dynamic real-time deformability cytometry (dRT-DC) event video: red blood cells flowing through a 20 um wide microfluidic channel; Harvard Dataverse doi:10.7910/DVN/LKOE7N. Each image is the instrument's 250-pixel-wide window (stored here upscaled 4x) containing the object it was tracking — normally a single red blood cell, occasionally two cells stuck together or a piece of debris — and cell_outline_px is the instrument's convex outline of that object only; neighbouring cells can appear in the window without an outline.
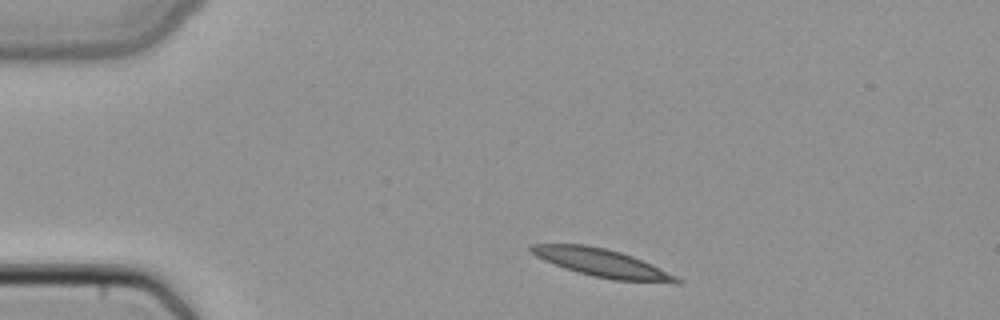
{"species": "common noctule bat (a hibernating species)", "species_latin": "Nyctalus noctula", "temperature_condition": "cold", "stored_images_in_passage": 3, "camera_frame_rate_fps": 3000, "um_per_image_px": 0.085, "animal": {"sex": "female", "body_mass_g": 22.7, "forearm_length_mm": 54.2}, "frame": {"image": 1, "passage_image": 1, "time_ms": 0.0, "image_size_px": [1000, 320], "cell_outline_px": [[684, 284], [676, 284], [612, 280], [592, 276], [564, 268], [544, 260], [536, 256], [528, 248], [532, 244], [584, 244], [604, 248], [620, 252], [632, 256], [652, 264], [684, 280]], "centroid_in_image_um": [51.25, 22.38], "position_along_channel_um": 33.7, "area_um2": 23.93}}
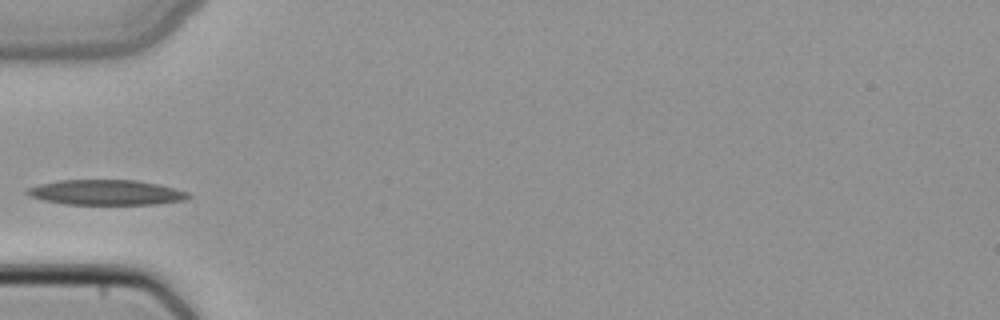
{"frame": {"image": 2, "passage_image": 3, "time_ms": 0.667, "image_size_px": [1000, 320], "cell_outline_px": [[192, 196], [184, 200], [156, 204], [64, 204], [44, 200], [28, 196], [24, 192], [28, 188], [40, 184], [60, 180], [136, 180], [156, 184], [188, 192]], "centroid_in_image_um": [8.99, 16.36], "position_along_channel_um": 76.0, "area_um2": 23.47}}